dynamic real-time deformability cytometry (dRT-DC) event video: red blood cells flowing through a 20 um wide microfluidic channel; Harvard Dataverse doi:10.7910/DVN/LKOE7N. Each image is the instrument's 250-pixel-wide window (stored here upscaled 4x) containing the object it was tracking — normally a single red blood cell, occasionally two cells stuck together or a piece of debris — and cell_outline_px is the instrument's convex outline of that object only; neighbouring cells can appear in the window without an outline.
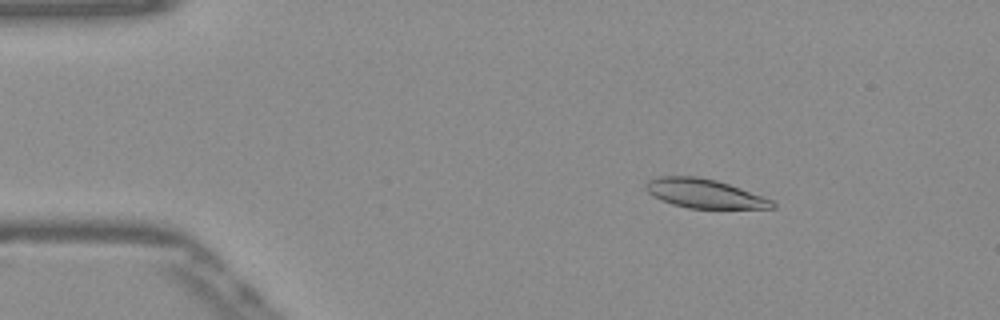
{"species": "Egyptian fruit bat (a non-hibernating species)", "species_latin": "Rousettus aegyptiacus", "temperature_condition": "warm", "stored_images_in_passage": 52, "camera_frame_rate_fps": 3000, "um_per_image_px": 0.085, "frame": {"image": 1, "passage_image": 8, "time_ms": 2.333, "image_size_px": [1000, 320], "cell_outline_px": [[776, 208], [688, 208], [672, 204], [648, 192], [644, 188], [644, 184], [648, 180], [660, 176], [696, 176], [716, 180], [740, 188], [772, 200], [776, 204]], "centroid_in_image_um": [59.86, 16.44], "position_along_channel_um": 25.1, "area_um2": 21.1}}
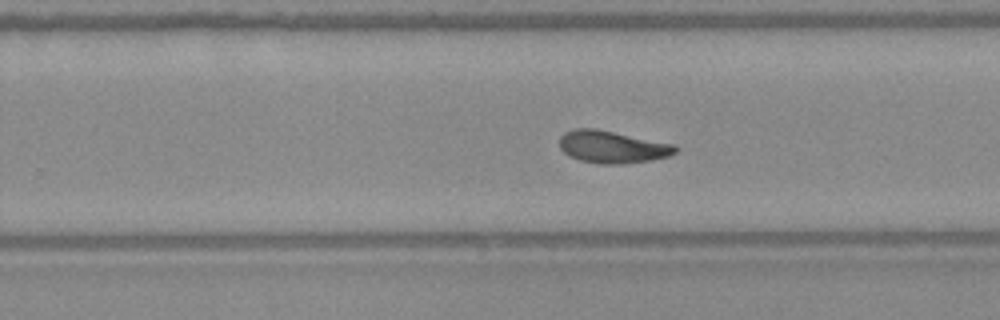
{"frame": {"image": 2, "passage_image": 33, "time_ms": 10.667, "image_size_px": [1000, 320], "cell_outline_px": [[680, 148], [676, 152], [668, 156], [652, 160], [620, 164], [600, 164], [580, 160], [568, 156], [560, 148], [560, 136], [564, 132], [572, 128], [596, 128], [676, 144]], "centroid_in_image_um": [52.05, 12.48], "position_along_channel_um": 277.7, "area_um2": 22.14}}
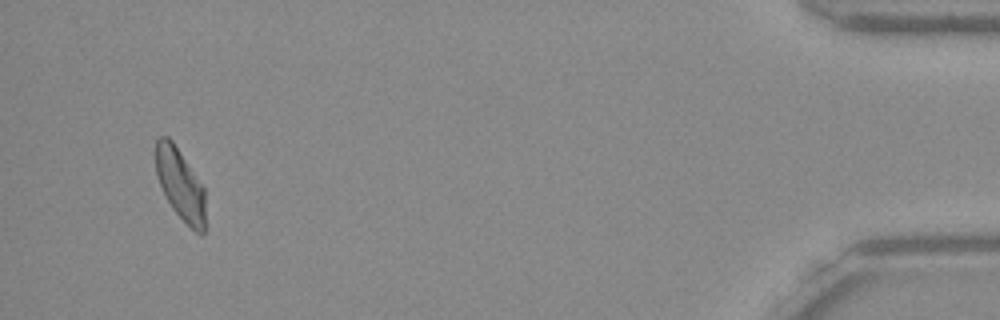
{"frame": {"image": 3, "passage_image": 50, "time_ms": 16.333, "image_size_px": [1000, 320], "cell_outline_px": [[204, 232], [200, 236], [172, 208], [160, 184], [156, 172], [156, 140], [160, 136], [168, 136], [172, 140], [204, 188]], "centroid_in_image_um": [15.31, 15.65], "position_along_channel_um": 419.9, "area_um2": 20.06}, "authors_computed_cell_mechanics": {"area_um2": 21.7039, "velocity_mm_per_s": 3.8705, "shape_relaxation_time_tau1_ms": null, "shape_relaxation_time_tau2_ms": 4.4691, "deformation_change_tau1": null, "deformation_change_tau2": 0.1083}}